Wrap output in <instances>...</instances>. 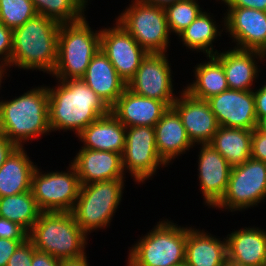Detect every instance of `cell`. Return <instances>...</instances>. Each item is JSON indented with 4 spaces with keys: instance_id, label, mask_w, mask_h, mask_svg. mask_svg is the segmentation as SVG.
Masks as SVG:
<instances>
[{
    "instance_id": "1",
    "label": "cell",
    "mask_w": 266,
    "mask_h": 266,
    "mask_svg": "<svg viewBox=\"0 0 266 266\" xmlns=\"http://www.w3.org/2000/svg\"><path fill=\"white\" fill-rule=\"evenodd\" d=\"M56 82L57 86H47L51 132L70 130L77 136L91 122L110 112V108L82 79Z\"/></svg>"
},
{
    "instance_id": "2",
    "label": "cell",
    "mask_w": 266,
    "mask_h": 266,
    "mask_svg": "<svg viewBox=\"0 0 266 266\" xmlns=\"http://www.w3.org/2000/svg\"><path fill=\"white\" fill-rule=\"evenodd\" d=\"M49 132L51 133V128L46 85L37 86L11 100H2L0 135L17 147H24L29 140L41 138V135L47 136Z\"/></svg>"
},
{
    "instance_id": "3",
    "label": "cell",
    "mask_w": 266,
    "mask_h": 266,
    "mask_svg": "<svg viewBox=\"0 0 266 266\" xmlns=\"http://www.w3.org/2000/svg\"><path fill=\"white\" fill-rule=\"evenodd\" d=\"M60 25L37 14L14 29L10 68L39 70L51 75L57 62Z\"/></svg>"
},
{
    "instance_id": "4",
    "label": "cell",
    "mask_w": 266,
    "mask_h": 266,
    "mask_svg": "<svg viewBox=\"0 0 266 266\" xmlns=\"http://www.w3.org/2000/svg\"><path fill=\"white\" fill-rule=\"evenodd\" d=\"M87 237L71 212H41L28 233L37 251L59 260L86 254Z\"/></svg>"
},
{
    "instance_id": "5",
    "label": "cell",
    "mask_w": 266,
    "mask_h": 266,
    "mask_svg": "<svg viewBox=\"0 0 266 266\" xmlns=\"http://www.w3.org/2000/svg\"><path fill=\"white\" fill-rule=\"evenodd\" d=\"M186 227L172 220L158 221L129 249L127 266H180L185 264Z\"/></svg>"
},
{
    "instance_id": "6",
    "label": "cell",
    "mask_w": 266,
    "mask_h": 266,
    "mask_svg": "<svg viewBox=\"0 0 266 266\" xmlns=\"http://www.w3.org/2000/svg\"><path fill=\"white\" fill-rule=\"evenodd\" d=\"M100 30L91 29L86 16L77 22L61 24L56 66L57 80L81 79L91 59L100 50Z\"/></svg>"
},
{
    "instance_id": "7",
    "label": "cell",
    "mask_w": 266,
    "mask_h": 266,
    "mask_svg": "<svg viewBox=\"0 0 266 266\" xmlns=\"http://www.w3.org/2000/svg\"><path fill=\"white\" fill-rule=\"evenodd\" d=\"M124 181L126 182L124 179H114L80 186L78 199L71 213L87 236L95 230L110 227L122 202Z\"/></svg>"
},
{
    "instance_id": "8",
    "label": "cell",
    "mask_w": 266,
    "mask_h": 266,
    "mask_svg": "<svg viewBox=\"0 0 266 266\" xmlns=\"http://www.w3.org/2000/svg\"><path fill=\"white\" fill-rule=\"evenodd\" d=\"M116 17L119 23L147 53H166L171 43L170 31L162 6L131 0Z\"/></svg>"
},
{
    "instance_id": "9",
    "label": "cell",
    "mask_w": 266,
    "mask_h": 266,
    "mask_svg": "<svg viewBox=\"0 0 266 266\" xmlns=\"http://www.w3.org/2000/svg\"><path fill=\"white\" fill-rule=\"evenodd\" d=\"M266 200V163L250 157L244 163L233 166L227 190L214 207L222 211H244ZM226 209V210H225Z\"/></svg>"
},
{
    "instance_id": "10",
    "label": "cell",
    "mask_w": 266,
    "mask_h": 266,
    "mask_svg": "<svg viewBox=\"0 0 266 266\" xmlns=\"http://www.w3.org/2000/svg\"><path fill=\"white\" fill-rule=\"evenodd\" d=\"M36 166L31 191L41 212H71L78 199L80 181L70 163L65 171L43 172Z\"/></svg>"
},
{
    "instance_id": "11",
    "label": "cell",
    "mask_w": 266,
    "mask_h": 266,
    "mask_svg": "<svg viewBox=\"0 0 266 266\" xmlns=\"http://www.w3.org/2000/svg\"><path fill=\"white\" fill-rule=\"evenodd\" d=\"M122 164L124 172L127 170L125 173L129 172L133 180L139 184L152 179L161 166L168 167L157 151L154 127L126 128Z\"/></svg>"
},
{
    "instance_id": "12",
    "label": "cell",
    "mask_w": 266,
    "mask_h": 266,
    "mask_svg": "<svg viewBox=\"0 0 266 266\" xmlns=\"http://www.w3.org/2000/svg\"><path fill=\"white\" fill-rule=\"evenodd\" d=\"M167 55V53H147L135 76L127 83V88L137 95L161 100L172 107L178 96L174 92V80H172L174 76Z\"/></svg>"
},
{
    "instance_id": "13",
    "label": "cell",
    "mask_w": 266,
    "mask_h": 266,
    "mask_svg": "<svg viewBox=\"0 0 266 266\" xmlns=\"http://www.w3.org/2000/svg\"><path fill=\"white\" fill-rule=\"evenodd\" d=\"M113 25L101 28L100 49L127 84L135 76L147 52L119 23Z\"/></svg>"
},
{
    "instance_id": "14",
    "label": "cell",
    "mask_w": 266,
    "mask_h": 266,
    "mask_svg": "<svg viewBox=\"0 0 266 266\" xmlns=\"http://www.w3.org/2000/svg\"><path fill=\"white\" fill-rule=\"evenodd\" d=\"M222 17L225 32L236 43L234 48L266 54V12L243 7H227Z\"/></svg>"
},
{
    "instance_id": "15",
    "label": "cell",
    "mask_w": 266,
    "mask_h": 266,
    "mask_svg": "<svg viewBox=\"0 0 266 266\" xmlns=\"http://www.w3.org/2000/svg\"><path fill=\"white\" fill-rule=\"evenodd\" d=\"M219 126L253 130L260 126L252 91L227 89L206 100Z\"/></svg>"
},
{
    "instance_id": "16",
    "label": "cell",
    "mask_w": 266,
    "mask_h": 266,
    "mask_svg": "<svg viewBox=\"0 0 266 266\" xmlns=\"http://www.w3.org/2000/svg\"><path fill=\"white\" fill-rule=\"evenodd\" d=\"M198 179L204 204L214 208L224 196L232 166L210 144H200Z\"/></svg>"
},
{
    "instance_id": "17",
    "label": "cell",
    "mask_w": 266,
    "mask_h": 266,
    "mask_svg": "<svg viewBox=\"0 0 266 266\" xmlns=\"http://www.w3.org/2000/svg\"><path fill=\"white\" fill-rule=\"evenodd\" d=\"M180 93L172 107L177 111L189 140L194 146L209 144L220 127L206 100L193 98L186 91ZM197 144V145H196Z\"/></svg>"
},
{
    "instance_id": "18",
    "label": "cell",
    "mask_w": 266,
    "mask_h": 266,
    "mask_svg": "<svg viewBox=\"0 0 266 266\" xmlns=\"http://www.w3.org/2000/svg\"><path fill=\"white\" fill-rule=\"evenodd\" d=\"M214 57L222 64L229 89L252 91L259 79L261 69L258 62L266 59V54L257 50L228 49L218 51ZM257 59V61H256ZM255 81V82H254Z\"/></svg>"
},
{
    "instance_id": "19",
    "label": "cell",
    "mask_w": 266,
    "mask_h": 266,
    "mask_svg": "<svg viewBox=\"0 0 266 266\" xmlns=\"http://www.w3.org/2000/svg\"><path fill=\"white\" fill-rule=\"evenodd\" d=\"M70 163L75 167L81 185L126 179L119 153L81 148Z\"/></svg>"
},
{
    "instance_id": "20",
    "label": "cell",
    "mask_w": 266,
    "mask_h": 266,
    "mask_svg": "<svg viewBox=\"0 0 266 266\" xmlns=\"http://www.w3.org/2000/svg\"><path fill=\"white\" fill-rule=\"evenodd\" d=\"M169 106L156 99L143 97L126 88L110 112L126 127H154Z\"/></svg>"
},
{
    "instance_id": "21",
    "label": "cell",
    "mask_w": 266,
    "mask_h": 266,
    "mask_svg": "<svg viewBox=\"0 0 266 266\" xmlns=\"http://www.w3.org/2000/svg\"><path fill=\"white\" fill-rule=\"evenodd\" d=\"M227 263L266 266V231L259 227L236 229L226 237Z\"/></svg>"
},
{
    "instance_id": "22",
    "label": "cell",
    "mask_w": 266,
    "mask_h": 266,
    "mask_svg": "<svg viewBox=\"0 0 266 266\" xmlns=\"http://www.w3.org/2000/svg\"><path fill=\"white\" fill-rule=\"evenodd\" d=\"M154 129L157 151L167 165L195 147L188 138L180 115L173 107L168 108Z\"/></svg>"
},
{
    "instance_id": "23",
    "label": "cell",
    "mask_w": 266,
    "mask_h": 266,
    "mask_svg": "<svg viewBox=\"0 0 266 266\" xmlns=\"http://www.w3.org/2000/svg\"><path fill=\"white\" fill-rule=\"evenodd\" d=\"M111 108L127 88L101 49L91 59L81 78Z\"/></svg>"
},
{
    "instance_id": "24",
    "label": "cell",
    "mask_w": 266,
    "mask_h": 266,
    "mask_svg": "<svg viewBox=\"0 0 266 266\" xmlns=\"http://www.w3.org/2000/svg\"><path fill=\"white\" fill-rule=\"evenodd\" d=\"M217 238L204 229L187 227L185 265L186 266H226V238Z\"/></svg>"
},
{
    "instance_id": "25",
    "label": "cell",
    "mask_w": 266,
    "mask_h": 266,
    "mask_svg": "<svg viewBox=\"0 0 266 266\" xmlns=\"http://www.w3.org/2000/svg\"><path fill=\"white\" fill-rule=\"evenodd\" d=\"M78 137L83 146L90 150L111 151L123 154L126 127L111 113L91 122Z\"/></svg>"
},
{
    "instance_id": "26",
    "label": "cell",
    "mask_w": 266,
    "mask_h": 266,
    "mask_svg": "<svg viewBox=\"0 0 266 266\" xmlns=\"http://www.w3.org/2000/svg\"><path fill=\"white\" fill-rule=\"evenodd\" d=\"M36 166L25 148L17 147L0 167V197L30 191Z\"/></svg>"
},
{
    "instance_id": "27",
    "label": "cell",
    "mask_w": 266,
    "mask_h": 266,
    "mask_svg": "<svg viewBox=\"0 0 266 266\" xmlns=\"http://www.w3.org/2000/svg\"><path fill=\"white\" fill-rule=\"evenodd\" d=\"M211 12L208 13L205 10L200 13V15L185 29L183 30L177 37L183 43V47L186 49H190V51L203 52L206 57L214 56L218 50L215 49L213 42L217 37H221L223 34V30H225V20L217 23L215 18L210 15ZM213 17V18H212ZM219 24V25H217ZM223 26L222 29L220 26Z\"/></svg>"
},
{
    "instance_id": "28",
    "label": "cell",
    "mask_w": 266,
    "mask_h": 266,
    "mask_svg": "<svg viewBox=\"0 0 266 266\" xmlns=\"http://www.w3.org/2000/svg\"><path fill=\"white\" fill-rule=\"evenodd\" d=\"M207 60L195 65V79L183 89L200 100H207L229 89L222 64L214 56H207Z\"/></svg>"
},
{
    "instance_id": "29",
    "label": "cell",
    "mask_w": 266,
    "mask_h": 266,
    "mask_svg": "<svg viewBox=\"0 0 266 266\" xmlns=\"http://www.w3.org/2000/svg\"><path fill=\"white\" fill-rule=\"evenodd\" d=\"M252 132L253 130L220 126L209 144L232 167L237 166L251 157Z\"/></svg>"
},
{
    "instance_id": "30",
    "label": "cell",
    "mask_w": 266,
    "mask_h": 266,
    "mask_svg": "<svg viewBox=\"0 0 266 266\" xmlns=\"http://www.w3.org/2000/svg\"><path fill=\"white\" fill-rule=\"evenodd\" d=\"M40 213L31 190L0 197V217L20 224L28 232L38 220Z\"/></svg>"
},
{
    "instance_id": "31",
    "label": "cell",
    "mask_w": 266,
    "mask_h": 266,
    "mask_svg": "<svg viewBox=\"0 0 266 266\" xmlns=\"http://www.w3.org/2000/svg\"><path fill=\"white\" fill-rule=\"evenodd\" d=\"M38 15L55 20L59 24L74 23L86 15L90 0H31Z\"/></svg>"
},
{
    "instance_id": "32",
    "label": "cell",
    "mask_w": 266,
    "mask_h": 266,
    "mask_svg": "<svg viewBox=\"0 0 266 266\" xmlns=\"http://www.w3.org/2000/svg\"><path fill=\"white\" fill-rule=\"evenodd\" d=\"M170 33L178 36L203 11L198 0H181L164 7Z\"/></svg>"
},
{
    "instance_id": "33",
    "label": "cell",
    "mask_w": 266,
    "mask_h": 266,
    "mask_svg": "<svg viewBox=\"0 0 266 266\" xmlns=\"http://www.w3.org/2000/svg\"><path fill=\"white\" fill-rule=\"evenodd\" d=\"M36 15L31 0H0V22L9 29L22 26Z\"/></svg>"
},
{
    "instance_id": "34",
    "label": "cell",
    "mask_w": 266,
    "mask_h": 266,
    "mask_svg": "<svg viewBox=\"0 0 266 266\" xmlns=\"http://www.w3.org/2000/svg\"><path fill=\"white\" fill-rule=\"evenodd\" d=\"M36 249L33 243L27 239L21 243L8 260L7 266H31L33 253Z\"/></svg>"
},
{
    "instance_id": "35",
    "label": "cell",
    "mask_w": 266,
    "mask_h": 266,
    "mask_svg": "<svg viewBox=\"0 0 266 266\" xmlns=\"http://www.w3.org/2000/svg\"><path fill=\"white\" fill-rule=\"evenodd\" d=\"M13 30L0 22V65L9 68L12 54Z\"/></svg>"
},
{
    "instance_id": "36",
    "label": "cell",
    "mask_w": 266,
    "mask_h": 266,
    "mask_svg": "<svg viewBox=\"0 0 266 266\" xmlns=\"http://www.w3.org/2000/svg\"><path fill=\"white\" fill-rule=\"evenodd\" d=\"M28 231L20 224L0 217V238L11 240H27Z\"/></svg>"
},
{
    "instance_id": "37",
    "label": "cell",
    "mask_w": 266,
    "mask_h": 266,
    "mask_svg": "<svg viewBox=\"0 0 266 266\" xmlns=\"http://www.w3.org/2000/svg\"><path fill=\"white\" fill-rule=\"evenodd\" d=\"M251 157L266 163V132L260 126L252 132Z\"/></svg>"
},
{
    "instance_id": "38",
    "label": "cell",
    "mask_w": 266,
    "mask_h": 266,
    "mask_svg": "<svg viewBox=\"0 0 266 266\" xmlns=\"http://www.w3.org/2000/svg\"><path fill=\"white\" fill-rule=\"evenodd\" d=\"M260 87L253 90L257 121L260 124L266 119V81Z\"/></svg>"
},
{
    "instance_id": "39",
    "label": "cell",
    "mask_w": 266,
    "mask_h": 266,
    "mask_svg": "<svg viewBox=\"0 0 266 266\" xmlns=\"http://www.w3.org/2000/svg\"><path fill=\"white\" fill-rule=\"evenodd\" d=\"M26 240H11L0 238V266H7L8 260L17 247Z\"/></svg>"
},
{
    "instance_id": "40",
    "label": "cell",
    "mask_w": 266,
    "mask_h": 266,
    "mask_svg": "<svg viewBox=\"0 0 266 266\" xmlns=\"http://www.w3.org/2000/svg\"><path fill=\"white\" fill-rule=\"evenodd\" d=\"M224 6L253 8L266 12V0H225Z\"/></svg>"
},
{
    "instance_id": "41",
    "label": "cell",
    "mask_w": 266,
    "mask_h": 266,
    "mask_svg": "<svg viewBox=\"0 0 266 266\" xmlns=\"http://www.w3.org/2000/svg\"><path fill=\"white\" fill-rule=\"evenodd\" d=\"M59 264L60 260L48 253L37 250L33 253L31 266H59Z\"/></svg>"
},
{
    "instance_id": "42",
    "label": "cell",
    "mask_w": 266,
    "mask_h": 266,
    "mask_svg": "<svg viewBox=\"0 0 266 266\" xmlns=\"http://www.w3.org/2000/svg\"><path fill=\"white\" fill-rule=\"evenodd\" d=\"M17 148L5 136L0 135V167L4 164L9 155Z\"/></svg>"
},
{
    "instance_id": "43",
    "label": "cell",
    "mask_w": 266,
    "mask_h": 266,
    "mask_svg": "<svg viewBox=\"0 0 266 266\" xmlns=\"http://www.w3.org/2000/svg\"><path fill=\"white\" fill-rule=\"evenodd\" d=\"M87 254L78 258L62 259L59 266H89Z\"/></svg>"
},
{
    "instance_id": "44",
    "label": "cell",
    "mask_w": 266,
    "mask_h": 266,
    "mask_svg": "<svg viewBox=\"0 0 266 266\" xmlns=\"http://www.w3.org/2000/svg\"><path fill=\"white\" fill-rule=\"evenodd\" d=\"M140 1L145 2L147 4H151V5H157V6L165 7L168 4L175 3V2L181 1V0H140Z\"/></svg>"
},
{
    "instance_id": "45",
    "label": "cell",
    "mask_w": 266,
    "mask_h": 266,
    "mask_svg": "<svg viewBox=\"0 0 266 266\" xmlns=\"http://www.w3.org/2000/svg\"><path fill=\"white\" fill-rule=\"evenodd\" d=\"M7 71V72H6ZM8 69H7V67H5V66H1L0 65V90H1V87H2V85H1V83H2V80H4V78H5V76L8 74ZM6 74V75H5ZM4 77V78H3ZM1 99V98H0ZM1 103H2V99L0 100V107H1Z\"/></svg>"
},
{
    "instance_id": "46",
    "label": "cell",
    "mask_w": 266,
    "mask_h": 266,
    "mask_svg": "<svg viewBox=\"0 0 266 266\" xmlns=\"http://www.w3.org/2000/svg\"><path fill=\"white\" fill-rule=\"evenodd\" d=\"M260 127L266 132V119L260 123Z\"/></svg>"
},
{
    "instance_id": "47",
    "label": "cell",
    "mask_w": 266,
    "mask_h": 266,
    "mask_svg": "<svg viewBox=\"0 0 266 266\" xmlns=\"http://www.w3.org/2000/svg\"><path fill=\"white\" fill-rule=\"evenodd\" d=\"M226 266H240V265H237V264H234V263H227Z\"/></svg>"
},
{
    "instance_id": "48",
    "label": "cell",
    "mask_w": 266,
    "mask_h": 266,
    "mask_svg": "<svg viewBox=\"0 0 266 266\" xmlns=\"http://www.w3.org/2000/svg\"><path fill=\"white\" fill-rule=\"evenodd\" d=\"M216 1H217V2H218V1L220 2V1H221L222 3H224V2H225V0H216Z\"/></svg>"
}]
</instances>
